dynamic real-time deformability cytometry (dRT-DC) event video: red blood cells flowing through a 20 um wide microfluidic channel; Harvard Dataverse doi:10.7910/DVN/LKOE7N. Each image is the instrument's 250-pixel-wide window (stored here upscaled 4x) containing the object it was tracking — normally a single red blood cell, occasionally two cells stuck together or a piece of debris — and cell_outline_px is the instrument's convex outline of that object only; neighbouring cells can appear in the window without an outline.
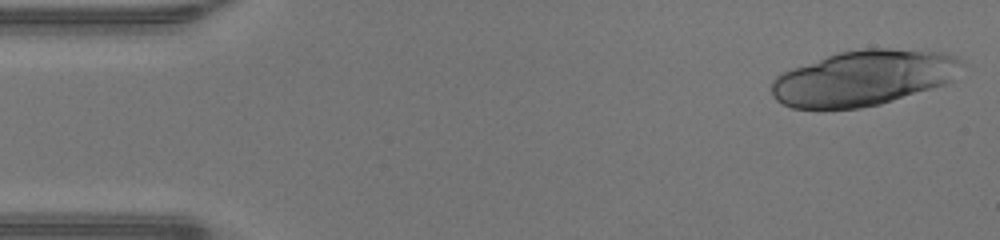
{"species": "human", "species_latin": "Homo sapiens", "temperature_condition": "warm", "stored_images_in_passage": 19, "camera_frame_rate_fps": 3000, "um_per_image_px": 0.085, "donor": {"sex": "male"}, "frame": {"image": 1, "passage_image": 1, "time_ms": 0.0, "image_size_px": [1000, 240], "cell_outline_px": [[964, 64], [952, 80], [944, 84], [932, 88], [880, 104], [860, 108], [792, 108], [776, 100], [772, 96], [772, 80], [776, 76], [792, 68], [840, 52], [864, 48], [892, 48], [944, 52], [956, 56]], "centroid_in_image_um": [73.42, 6.62], "position_along_channel_um": 11.6, "area_um2": 61.04}}
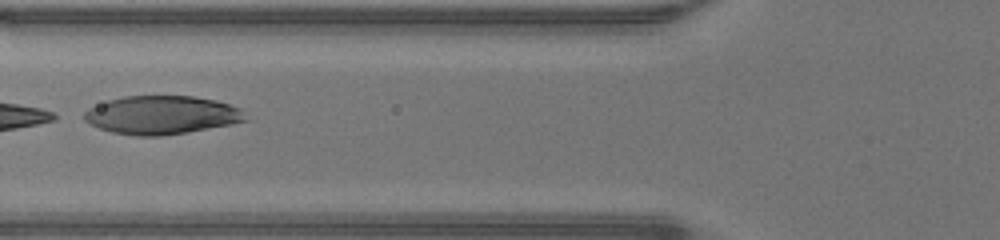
{"frame": {"image": 2, "passage_image": 17, "time_ms": 5.333, "image_size_px": [1000, 240], "cell_outline_px": [[252, 120], [232, 124], [160, 136], [136, 136], [112, 132], [100, 128], [84, 120], [84, 112], [88, 108], [108, 100], [124, 96], [192, 96], [216, 100], [240, 108]], "centroid_in_image_um": [13.78, 9.77], "position_along_channel_um": 112.0, "area_um2": 36.07}}